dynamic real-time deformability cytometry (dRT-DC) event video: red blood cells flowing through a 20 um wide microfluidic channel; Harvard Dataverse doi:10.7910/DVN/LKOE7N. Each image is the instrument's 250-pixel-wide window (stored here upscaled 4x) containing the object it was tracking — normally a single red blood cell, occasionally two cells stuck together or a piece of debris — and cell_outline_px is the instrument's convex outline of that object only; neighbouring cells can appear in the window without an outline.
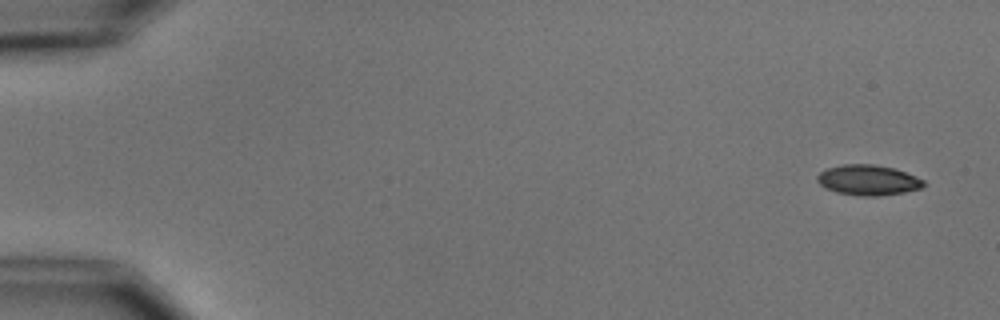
{"species": "common noctule bat (a hibernating species)", "species_latin": "Nyctalus noctula", "temperature_condition": "cold", "stored_images_in_passage": 3, "camera_frame_rate_fps": 3000, "um_per_image_px": 0.085, "animal": {"sex": "male", "body_mass_g": 15.6}, "frame": {"image": 1, "passage_image": 1, "time_ms": 0.0, "image_size_px": [1000, 320], "cell_outline_px": [[924, 188], [904, 192], [880, 196], [860, 196], [836, 192], [820, 184], [816, 180], [816, 176], [820, 172], [828, 168], [844, 164], [872, 164], [892, 168], [916, 176], [924, 180]], "centroid_in_image_um": [73.8, 15.31], "position_along_channel_um": 11.2, "area_um2": 18.73}}